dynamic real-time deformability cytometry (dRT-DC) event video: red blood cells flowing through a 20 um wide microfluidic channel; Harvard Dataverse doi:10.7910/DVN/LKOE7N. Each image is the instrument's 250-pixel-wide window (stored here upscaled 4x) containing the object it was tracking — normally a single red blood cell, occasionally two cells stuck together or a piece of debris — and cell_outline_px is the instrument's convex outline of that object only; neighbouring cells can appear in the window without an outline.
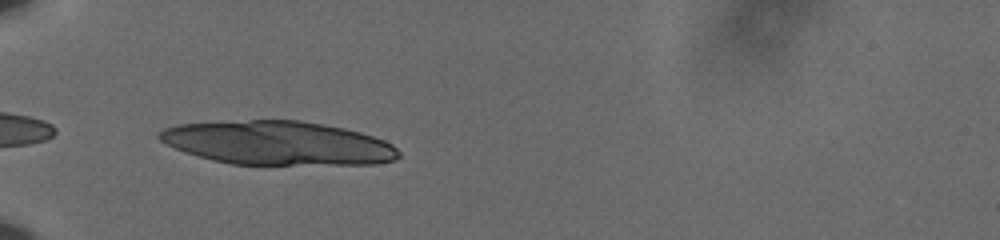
{"species": "human", "species_latin": "Homo sapiens", "temperature_condition": "cold", "stored_images_in_passage": 38, "camera_frame_rate_fps": 3000, "um_per_image_px": 0.085, "donor": {"sex": "male"}, "frame": {"image": 1, "passage_image": 1, "time_ms": 0.0, "image_size_px": [1000, 240], "cell_outline_px": [[400, 156], [396, 160], [376, 164], [232, 164], [212, 160], [184, 152], [160, 140], [156, 136], [164, 128], [176, 124], [248, 120], [300, 120], [324, 124], [344, 128], [360, 132], [384, 140], [392, 144], [400, 152]], "centroid_in_image_um": [23.63, 12.15], "position_along_channel_um": 61.4, "area_um2": 61.04}}